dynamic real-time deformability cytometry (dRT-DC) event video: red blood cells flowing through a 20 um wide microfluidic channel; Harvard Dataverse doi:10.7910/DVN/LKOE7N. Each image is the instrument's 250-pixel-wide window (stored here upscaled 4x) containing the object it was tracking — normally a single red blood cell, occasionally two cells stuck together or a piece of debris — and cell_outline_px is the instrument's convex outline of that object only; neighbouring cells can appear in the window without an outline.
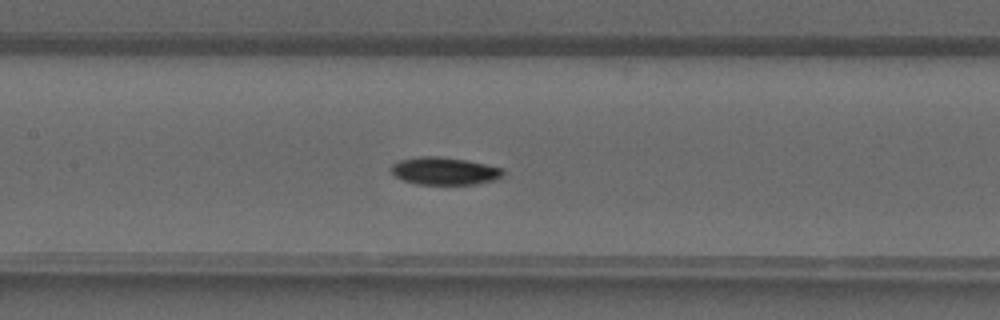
{"species": "common noctule bat (a hibernating species)", "species_latin": "Nyctalus noctula", "temperature_condition": "warm", "stored_images_in_passage": 31, "camera_frame_rate_fps": 3000, "um_per_image_px": 0.085, "animal": {"sex": "male", "forearm_length_mm": 52.5}, "frame": {"image": 1, "passage_image": 10, "time_ms": 3.0, "image_size_px": [1000, 320], "cell_outline_px": [[504, 176], [496, 180], [476, 184], [416, 184], [404, 180], [396, 176], [392, 172], [392, 164], [400, 160], [420, 156], [436, 156], [464, 160], [504, 168]], "centroid_in_image_um": [37.82, 14.54], "position_along_channel_um": 169.6, "area_um2": 17.86}}
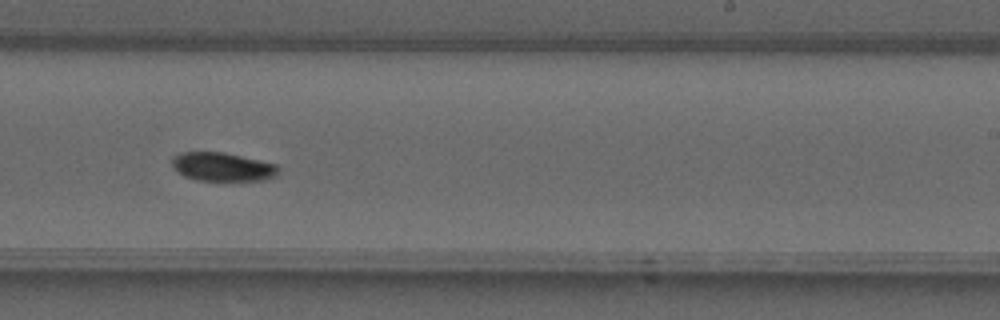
{"frame": {"image": 2, "passage_image": 16, "time_ms": 5.0, "image_size_px": [1000, 320], "cell_outline_px": [[280, 172], [276, 176], [264, 180], [196, 180], [184, 176], [172, 164], [172, 156], [184, 152], [224, 152], [276, 164], [280, 168]], "centroid_in_image_um": [18.95, 14.18], "position_along_channel_um": 270.0, "area_um2": 17.63}}
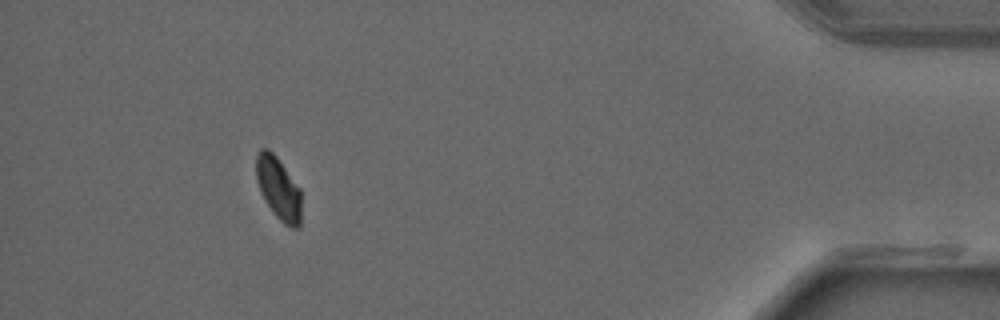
{"frame": {"image": 3, "passage_image": 28, "time_ms": 9.0, "image_size_px": [1000, 320], "cell_outline_px": [[300, 228], [292, 228], [284, 224], [276, 216], [264, 200], [260, 192], [256, 180], [256, 156], [260, 148], [268, 148], [276, 156], [300, 188]], "centroid_in_image_um": [23.65, 16.01], "position_along_channel_um": 411.6, "area_um2": 16.47}}